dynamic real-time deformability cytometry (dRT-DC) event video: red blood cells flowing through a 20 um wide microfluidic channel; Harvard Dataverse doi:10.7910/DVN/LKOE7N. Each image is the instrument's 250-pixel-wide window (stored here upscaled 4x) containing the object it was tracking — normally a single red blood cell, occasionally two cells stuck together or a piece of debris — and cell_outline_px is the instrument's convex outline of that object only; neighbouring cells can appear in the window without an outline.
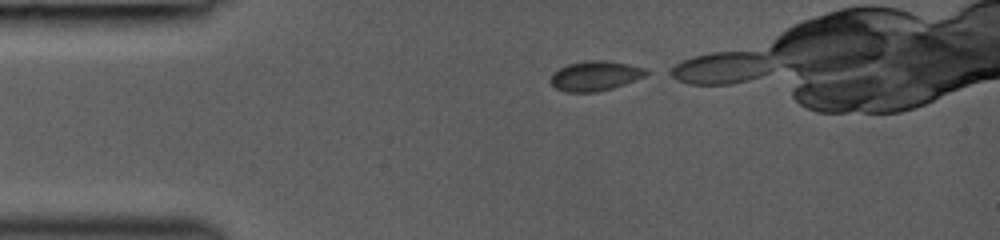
{"species": "common noctule bat (a hibernating species)", "species_latin": "Nyctalus noctula", "temperature_condition": "room temperature", "stored_images_in_passage": 7, "camera_frame_rate_fps": 3000, "um_per_image_px": 0.085, "animal": {"sex": "female", "body_mass_g": 19.0, "forearm_length_mm": 53.3}, "frame": {"image": 1, "passage_image": 1, "time_ms": 0.0, "image_size_px": [1000, 240], "cell_outline_px": [[652, 72], [644, 76], [624, 84], [612, 88], [596, 92], [564, 92], [556, 88], [548, 80], [552, 72], [568, 64], [592, 60], [604, 60], [628, 64], [644, 68]], "centroid_in_image_um": [50.56, 6.45], "position_along_channel_um": 34.4, "area_um2": 16.59}}